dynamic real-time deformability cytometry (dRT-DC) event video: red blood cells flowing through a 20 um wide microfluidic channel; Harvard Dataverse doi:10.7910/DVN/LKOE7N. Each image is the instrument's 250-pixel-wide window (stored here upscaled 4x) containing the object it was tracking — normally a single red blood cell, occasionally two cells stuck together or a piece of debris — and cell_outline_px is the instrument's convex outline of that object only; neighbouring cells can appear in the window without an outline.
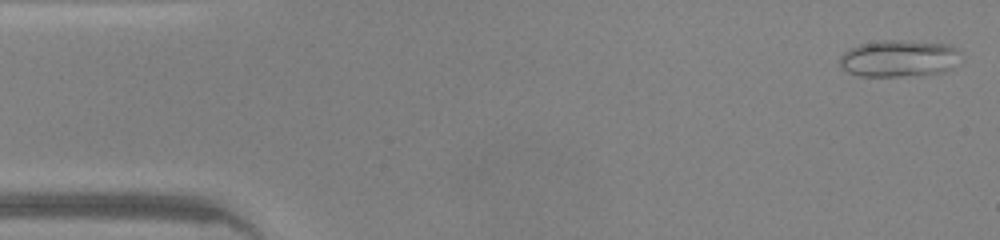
{"species": "common noctule bat (a hibernating species)", "species_latin": "Nyctalus noctula", "temperature_condition": "warm", "stored_images_in_passage": 45, "camera_frame_rate_fps": 3000, "um_per_image_px": 0.085, "animal": {"sex": "male", "body_mass_g": 20.0, "forearm_length_mm": 53.3}, "frame": {"image": 1, "passage_image": 1, "time_ms": 0.0, "image_size_px": [1000, 240], "cell_outline_px": [[964, 60], [952, 68], [940, 72], [900, 76], [860, 76], [848, 72], [840, 64], [840, 56], [844, 52], [860, 44], [880, 40], [900, 40], [948, 44], [956, 48]], "centroid_in_image_um": [76.46, 4.96], "position_along_channel_um": 8.5, "area_um2": 26.01}}
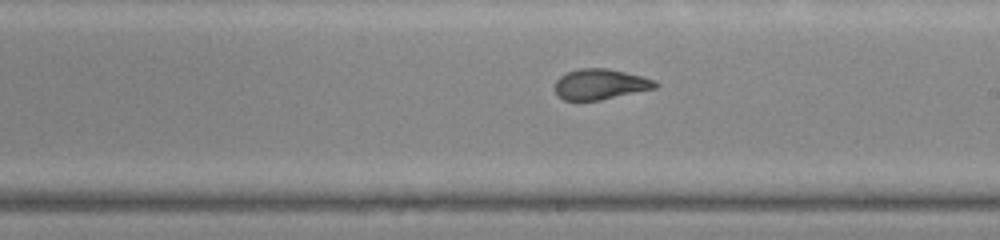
{"frame": {"image": 2, "passage_image": 25, "time_ms": 8.0, "image_size_px": [1000, 240], "cell_outline_px": [[660, 84], [656, 88], [600, 100], [564, 100], [556, 92], [556, 80], [560, 76], [568, 72], [580, 68], [608, 68], [656, 80]], "centroid_in_image_um": [51.05, 7.15], "position_along_channel_um": 237.9, "area_um2": 17.69}}
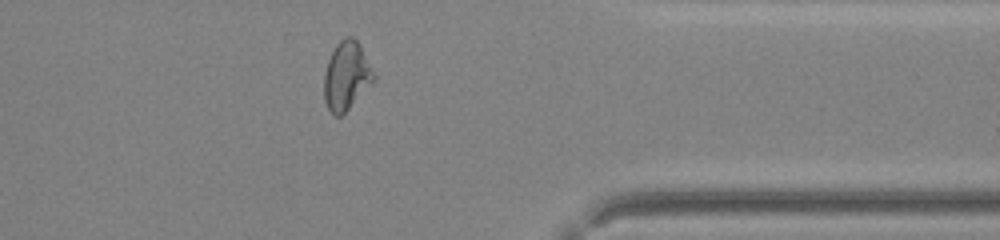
{"frame": {"image": 3, "passage_image": 36, "time_ms": 11.667, "image_size_px": [1000, 240], "cell_outline_px": [[376, 76], [348, 108], [340, 116], [336, 116], [328, 108], [324, 100], [324, 72], [328, 60], [336, 44], [344, 36], [352, 36], [360, 44]], "centroid_in_image_um": [29.42, 6.39], "position_along_channel_um": 382.0, "area_um2": 19.36}, "authors_computed_cell_mechanics": {"area_um2": 19.7098, "velocity_mm_per_s": 4.3502, "shape_relaxation_time_tau1_ms": null, "shape_relaxation_time_tau2_ms": 0.6436, "deformation_change_tau1": null, "deformation_change_tau2": 0.0579}}